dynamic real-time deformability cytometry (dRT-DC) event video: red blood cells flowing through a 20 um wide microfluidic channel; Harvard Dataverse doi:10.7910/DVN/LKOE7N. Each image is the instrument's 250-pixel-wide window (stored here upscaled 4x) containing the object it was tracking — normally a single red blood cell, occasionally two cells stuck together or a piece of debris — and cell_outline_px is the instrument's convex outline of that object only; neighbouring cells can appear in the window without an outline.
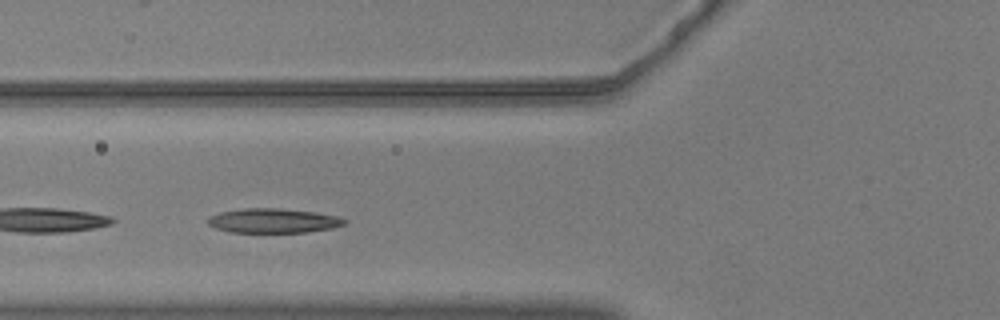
{"species": "common noctule bat (a hibernating species)", "species_latin": "Nyctalus noctula", "temperature_condition": "warm", "stored_images_in_passage": 37, "camera_frame_rate_fps": 3000, "um_per_image_px": 0.085, "animal": {"sex": "male", "body_mass_g": 20.5, "forearm_length_mm": 52.5}, "frame": {"image": 1, "passage_image": 11, "time_ms": 3.333, "image_size_px": [1000, 320], "cell_outline_px": [[348, 220], [344, 224], [332, 228], [308, 232], [228, 232], [216, 228], [208, 224], [208, 216], [220, 212], [244, 208], [280, 208], [316, 212], [340, 216]], "centroid_in_image_um": [23.25, 18.75], "position_along_channel_um": 102.6, "area_um2": 19.59}, "authors_computed_cell_mechanics": {"area_um2": 19.4208, "velocity_mm_per_s": 3.6486, "shape_relaxation_time_tau1_ms": 4.6249, "shape_relaxation_time_tau2_ms": 2.0513, "deformation_change_tau1": 0.1476, "deformation_change_tau2": 0.0879}}